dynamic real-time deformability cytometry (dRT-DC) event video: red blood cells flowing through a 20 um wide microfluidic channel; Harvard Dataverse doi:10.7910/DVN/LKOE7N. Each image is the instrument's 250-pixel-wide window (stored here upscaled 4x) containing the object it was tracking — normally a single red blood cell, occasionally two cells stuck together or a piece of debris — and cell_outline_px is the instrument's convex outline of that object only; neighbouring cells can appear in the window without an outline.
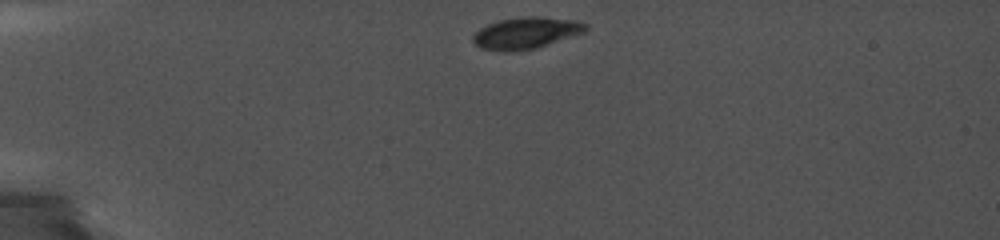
{"species": "common noctule bat (a hibernating species)", "species_latin": "Nyctalus noctula", "temperature_condition": "cold", "stored_images_in_passage": 51, "camera_frame_rate_fps": 5000, "um_per_image_px": 0.085, "animal": {"sex": "female", "body_mass_g": 19.0, "forearm_length_mm": 56.7}, "frame": {"image": 1, "passage_image": 1, "time_ms": 0.0, "image_size_px": [1000, 240], "cell_outline_px": [[588, 28], [584, 32], [536, 48], [512, 52], [480, 48], [472, 40], [472, 36], [480, 28], [488, 24], [500, 20], [524, 16], [540, 16], [576, 20], [588, 24]], "centroid_in_image_um": [44.72, 2.79], "position_along_channel_um": 40.3, "area_um2": 20.69}}
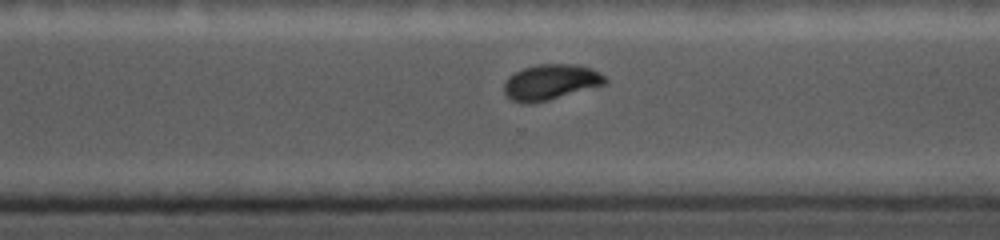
{"frame": {"image": 2, "passage_image": 37, "time_ms": 9.0, "image_size_px": [1000, 240], "cell_outline_px": [[608, 80], [604, 84], [548, 100], [532, 104], [524, 104], [512, 100], [504, 92], [504, 80], [508, 76], [524, 68], [540, 64], [572, 64], [592, 68], [600, 72]], "centroid_in_image_um": [46.78, 6.98], "position_along_channel_um": 323.8, "area_um2": 20.81}}
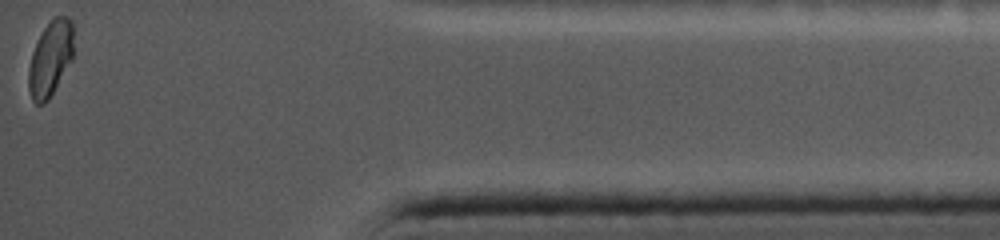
{"frame": {"image": 3, "passage_image": 51, "time_ms": 12.6, "image_size_px": [1000, 240], "cell_outline_px": [[72, 60], [48, 100], [44, 104], [36, 104], [32, 100], [28, 88], [28, 68], [32, 52], [44, 28], [52, 16], [68, 16], [72, 20]], "centroid_in_image_um": [4.27, 4.97], "position_along_channel_um": 430.9, "area_um2": 19.65}}